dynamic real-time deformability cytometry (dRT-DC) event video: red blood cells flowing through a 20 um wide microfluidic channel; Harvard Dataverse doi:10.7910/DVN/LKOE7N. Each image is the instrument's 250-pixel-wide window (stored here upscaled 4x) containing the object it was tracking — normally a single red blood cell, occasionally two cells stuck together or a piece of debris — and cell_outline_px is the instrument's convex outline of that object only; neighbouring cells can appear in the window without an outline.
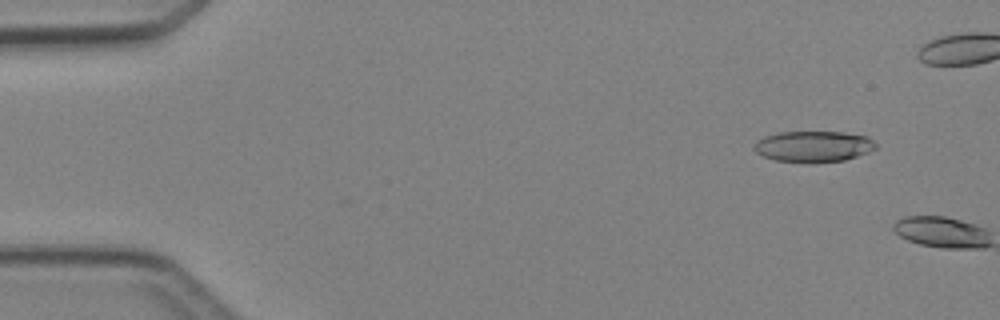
{"species": "Egyptian fruit bat (a non-hibernating species)", "species_latin": "Rousettus aegyptiacus", "temperature_condition": "cold", "stored_images_in_passage": 2, "camera_frame_rate_fps": 3000, "um_per_image_px": 0.085, "animal": {"sex": "female"}, "frame": {"image": 1, "passage_image": 1, "time_ms": 0.0, "image_size_px": [1000, 320], "cell_outline_px": [[876, 148], [868, 152], [844, 160], [804, 164], [776, 160], [764, 156], [756, 152], [752, 148], [752, 144], [764, 136], [780, 132], [844, 132], [868, 136], [876, 144]], "centroid_in_image_um": [69.11, 12.46], "position_along_channel_um": 15.9, "area_um2": 22.25}}